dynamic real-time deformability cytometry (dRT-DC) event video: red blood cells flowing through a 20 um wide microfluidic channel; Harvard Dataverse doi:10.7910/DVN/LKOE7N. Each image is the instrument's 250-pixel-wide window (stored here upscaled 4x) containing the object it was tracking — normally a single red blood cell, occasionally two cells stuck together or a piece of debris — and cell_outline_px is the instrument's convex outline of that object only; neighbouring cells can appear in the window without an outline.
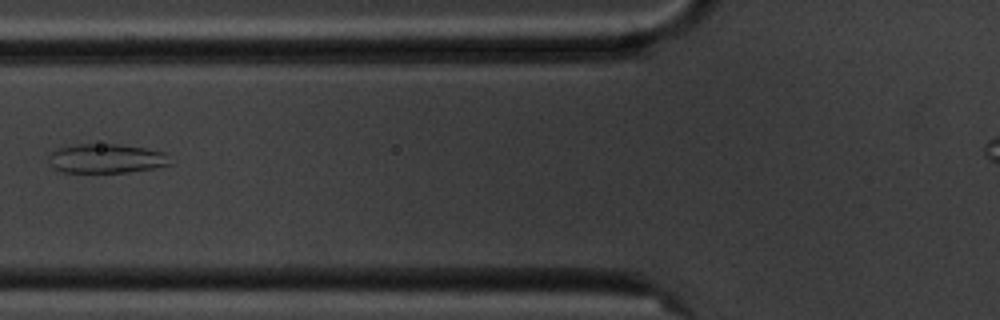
{"species": "common noctule bat (a hibernating species)", "species_latin": "Nyctalus noctula", "temperature_condition": "cold", "stored_images_in_passage": 9, "camera_frame_rate_fps": 3000, "um_per_image_px": 0.085, "animal": {"sex": "male", "body_mass_g": 20.1, "forearm_length_mm": 53.5}, "frame": {"image": 1, "passage_image": 8, "time_ms": 8.0, "image_size_px": [1000, 320], "cell_outline_px": [[172, 164], [152, 168], [128, 172], [64, 172], [56, 168], [52, 164], [48, 156], [52, 152], [60, 148], [76, 144], [120, 144], [144, 148], [164, 152]], "centroid_in_image_um": [9.06, 13.47], "position_along_channel_um": 116.7, "area_um2": 20.35}}